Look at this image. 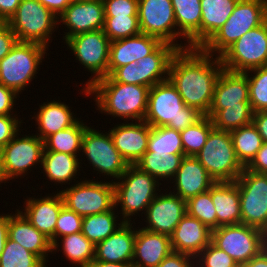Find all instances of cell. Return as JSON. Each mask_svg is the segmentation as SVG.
I'll list each match as a JSON object with an SVG mask.
<instances>
[{
  "mask_svg": "<svg viewBox=\"0 0 267 267\" xmlns=\"http://www.w3.org/2000/svg\"><path fill=\"white\" fill-rule=\"evenodd\" d=\"M163 42L153 36L140 33L110 42L108 76L121 66L137 62L153 53Z\"/></svg>",
  "mask_w": 267,
  "mask_h": 267,
  "instance_id": "21",
  "label": "cell"
},
{
  "mask_svg": "<svg viewBox=\"0 0 267 267\" xmlns=\"http://www.w3.org/2000/svg\"><path fill=\"white\" fill-rule=\"evenodd\" d=\"M239 0H201L200 48L225 24Z\"/></svg>",
  "mask_w": 267,
  "mask_h": 267,
  "instance_id": "32",
  "label": "cell"
},
{
  "mask_svg": "<svg viewBox=\"0 0 267 267\" xmlns=\"http://www.w3.org/2000/svg\"><path fill=\"white\" fill-rule=\"evenodd\" d=\"M58 18L38 0H21L7 22L20 42H33L48 48ZM53 32V33H52Z\"/></svg>",
  "mask_w": 267,
  "mask_h": 267,
  "instance_id": "8",
  "label": "cell"
},
{
  "mask_svg": "<svg viewBox=\"0 0 267 267\" xmlns=\"http://www.w3.org/2000/svg\"><path fill=\"white\" fill-rule=\"evenodd\" d=\"M236 156L246 167L260 150L263 140L257 129L250 123L230 132Z\"/></svg>",
  "mask_w": 267,
  "mask_h": 267,
  "instance_id": "38",
  "label": "cell"
},
{
  "mask_svg": "<svg viewBox=\"0 0 267 267\" xmlns=\"http://www.w3.org/2000/svg\"><path fill=\"white\" fill-rule=\"evenodd\" d=\"M88 128L83 120H78L71 127L48 136L44 140L43 152H60L78 155L81 152L82 139Z\"/></svg>",
  "mask_w": 267,
  "mask_h": 267,
  "instance_id": "36",
  "label": "cell"
},
{
  "mask_svg": "<svg viewBox=\"0 0 267 267\" xmlns=\"http://www.w3.org/2000/svg\"><path fill=\"white\" fill-rule=\"evenodd\" d=\"M17 133L13 139L3 147L4 172L8 180L25 177L27 171L35 164L42 165L44 141L37 135H21ZM30 135V136H29Z\"/></svg>",
  "mask_w": 267,
  "mask_h": 267,
  "instance_id": "16",
  "label": "cell"
},
{
  "mask_svg": "<svg viewBox=\"0 0 267 267\" xmlns=\"http://www.w3.org/2000/svg\"><path fill=\"white\" fill-rule=\"evenodd\" d=\"M265 249L267 250V233H266V244H265Z\"/></svg>",
  "mask_w": 267,
  "mask_h": 267,
  "instance_id": "63",
  "label": "cell"
},
{
  "mask_svg": "<svg viewBox=\"0 0 267 267\" xmlns=\"http://www.w3.org/2000/svg\"><path fill=\"white\" fill-rule=\"evenodd\" d=\"M5 23V21L0 17V27Z\"/></svg>",
  "mask_w": 267,
  "mask_h": 267,
  "instance_id": "62",
  "label": "cell"
},
{
  "mask_svg": "<svg viewBox=\"0 0 267 267\" xmlns=\"http://www.w3.org/2000/svg\"><path fill=\"white\" fill-rule=\"evenodd\" d=\"M21 0H0V17L8 22L15 14Z\"/></svg>",
  "mask_w": 267,
  "mask_h": 267,
  "instance_id": "57",
  "label": "cell"
},
{
  "mask_svg": "<svg viewBox=\"0 0 267 267\" xmlns=\"http://www.w3.org/2000/svg\"><path fill=\"white\" fill-rule=\"evenodd\" d=\"M124 222L113 234L95 245L96 261L108 263H132L136 228Z\"/></svg>",
  "mask_w": 267,
  "mask_h": 267,
  "instance_id": "25",
  "label": "cell"
},
{
  "mask_svg": "<svg viewBox=\"0 0 267 267\" xmlns=\"http://www.w3.org/2000/svg\"><path fill=\"white\" fill-rule=\"evenodd\" d=\"M172 251L170 236L143 228L136 229L132 259L135 267H157Z\"/></svg>",
  "mask_w": 267,
  "mask_h": 267,
  "instance_id": "27",
  "label": "cell"
},
{
  "mask_svg": "<svg viewBox=\"0 0 267 267\" xmlns=\"http://www.w3.org/2000/svg\"><path fill=\"white\" fill-rule=\"evenodd\" d=\"M115 207L112 210L94 215L84 216L82 219L81 232L94 245L105 240L113 234L117 228L124 223L123 220L118 224V212L115 214Z\"/></svg>",
  "mask_w": 267,
  "mask_h": 267,
  "instance_id": "37",
  "label": "cell"
},
{
  "mask_svg": "<svg viewBox=\"0 0 267 267\" xmlns=\"http://www.w3.org/2000/svg\"><path fill=\"white\" fill-rule=\"evenodd\" d=\"M81 150L93 169L98 171L97 174L104 173L103 176L115 178L114 180H118L129 166L114 146L109 131L101 133L88 127L83 135Z\"/></svg>",
  "mask_w": 267,
  "mask_h": 267,
  "instance_id": "15",
  "label": "cell"
},
{
  "mask_svg": "<svg viewBox=\"0 0 267 267\" xmlns=\"http://www.w3.org/2000/svg\"><path fill=\"white\" fill-rule=\"evenodd\" d=\"M184 157V154L170 155L161 152H146L135 165L158 181H163V179L171 181Z\"/></svg>",
  "mask_w": 267,
  "mask_h": 267,
  "instance_id": "34",
  "label": "cell"
},
{
  "mask_svg": "<svg viewBox=\"0 0 267 267\" xmlns=\"http://www.w3.org/2000/svg\"><path fill=\"white\" fill-rule=\"evenodd\" d=\"M80 159L77 155L60 152H43L42 166L44 174L52 182L68 184L80 173Z\"/></svg>",
  "mask_w": 267,
  "mask_h": 267,
  "instance_id": "33",
  "label": "cell"
},
{
  "mask_svg": "<svg viewBox=\"0 0 267 267\" xmlns=\"http://www.w3.org/2000/svg\"><path fill=\"white\" fill-rule=\"evenodd\" d=\"M172 193L187 201L200 193L210 189L215 183L202 164L193 156H185L173 178ZM176 186V187H175Z\"/></svg>",
  "mask_w": 267,
  "mask_h": 267,
  "instance_id": "24",
  "label": "cell"
},
{
  "mask_svg": "<svg viewBox=\"0 0 267 267\" xmlns=\"http://www.w3.org/2000/svg\"><path fill=\"white\" fill-rule=\"evenodd\" d=\"M252 117L250 105H233L219 110L211 120L214 128L231 132L252 123Z\"/></svg>",
  "mask_w": 267,
  "mask_h": 267,
  "instance_id": "40",
  "label": "cell"
},
{
  "mask_svg": "<svg viewBox=\"0 0 267 267\" xmlns=\"http://www.w3.org/2000/svg\"><path fill=\"white\" fill-rule=\"evenodd\" d=\"M252 123L262 137L263 142L267 143V111L253 113Z\"/></svg>",
  "mask_w": 267,
  "mask_h": 267,
  "instance_id": "55",
  "label": "cell"
},
{
  "mask_svg": "<svg viewBox=\"0 0 267 267\" xmlns=\"http://www.w3.org/2000/svg\"><path fill=\"white\" fill-rule=\"evenodd\" d=\"M8 239V214H0V255Z\"/></svg>",
  "mask_w": 267,
  "mask_h": 267,
  "instance_id": "58",
  "label": "cell"
},
{
  "mask_svg": "<svg viewBox=\"0 0 267 267\" xmlns=\"http://www.w3.org/2000/svg\"><path fill=\"white\" fill-rule=\"evenodd\" d=\"M59 239H61V244L55 242L52 246V251L55 253L59 247H62L64 256L71 261L72 264H77L79 267H88L94 260L95 245L89 241L82 232L66 235Z\"/></svg>",
  "mask_w": 267,
  "mask_h": 267,
  "instance_id": "35",
  "label": "cell"
},
{
  "mask_svg": "<svg viewBox=\"0 0 267 267\" xmlns=\"http://www.w3.org/2000/svg\"><path fill=\"white\" fill-rule=\"evenodd\" d=\"M109 77L116 82L141 85L139 67L136 65V62H131L127 65L116 68Z\"/></svg>",
  "mask_w": 267,
  "mask_h": 267,
  "instance_id": "49",
  "label": "cell"
},
{
  "mask_svg": "<svg viewBox=\"0 0 267 267\" xmlns=\"http://www.w3.org/2000/svg\"><path fill=\"white\" fill-rule=\"evenodd\" d=\"M193 260H195L193 256L172 251L157 267H195V261Z\"/></svg>",
  "mask_w": 267,
  "mask_h": 267,
  "instance_id": "51",
  "label": "cell"
},
{
  "mask_svg": "<svg viewBox=\"0 0 267 267\" xmlns=\"http://www.w3.org/2000/svg\"><path fill=\"white\" fill-rule=\"evenodd\" d=\"M204 115L185 105L182 97L169 79L155 84L149 90L144 121L151 127L168 126L182 131L194 125Z\"/></svg>",
  "mask_w": 267,
  "mask_h": 267,
  "instance_id": "3",
  "label": "cell"
},
{
  "mask_svg": "<svg viewBox=\"0 0 267 267\" xmlns=\"http://www.w3.org/2000/svg\"><path fill=\"white\" fill-rule=\"evenodd\" d=\"M212 128L211 118L203 116L194 125L180 131L184 155L195 157L205 145Z\"/></svg>",
  "mask_w": 267,
  "mask_h": 267,
  "instance_id": "41",
  "label": "cell"
},
{
  "mask_svg": "<svg viewBox=\"0 0 267 267\" xmlns=\"http://www.w3.org/2000/svg\"><path fill=\"white\" fill-rule=\"evenodd\" d=\"M58 19L69 29L63 36L65 41L80 33L101 30L105 20L103 0L73 1Z\"/></svg>",
  "mask_w": 267,
  "mask_h": 267,
  "instance_id": "18",
  "label": "cell"
},
{
  "mask_svg": "<svg viewBox=\"0 0 267 267\" xmlns=\"http://www.w3.org/2000/svg\"><path fill=\"white\" fill-rule=\"evenodd\" d=\"M235 181L240 194L241 223L267 233V174L244 168Z\"/></svg>",
  "mask_w": 267,
  "mask_h": 267,
  "instance_id": "14",
  "label": "cell"
},
{
  "mask_svg": "<svg viewBox=\"0 0 267 267\" xmlns=\"http://www.w3.org/2000/svg\"><path fill=\"white\" fill-rule=\"evenodd\" d=\"M22 120L16 116L0 115V146L7 145L20 131Z\"/></svg>",
  "mask_w": 267,
  "mask_h": 267,
  "instance_id": "50",
  "label": "cell"
},
{
  "mask_svg": "<svg viewBox=\"0 0 267 267\" xmlns=\"http://www.w3.org/2000/svg\"><path fill=\"white\" fill-rule=\"evenodd\" d=\"M177 51L172 44L163 42L153 53L138 60L136 65L139 67L141 86L151 88L167 80L170 61Z\"/></svg>",
  "mask_w": 267,
  "mask_h": 267,
  "instance_id": "30",
  "label": "cell"
},
{
  "mask_svg": "<svg viewBox=\"0 0 267 267\" xmlns=\"http://www.w3.org/2000/svg\"><path fill=\"white\" fill-rule=\"evenodd\" d=\"M0 267H46V264L37 255L8 237L0 255Z\"/></svg>",
  "mask_w": 267,
  "mask_h": 267,
  "instance_id": "42",
  "label": "cell"
},
{
  "mask_svg": "<svg viewBox=\"0 0 267 267\" xmlns=\"http://www.w3.org/2000/svg\"><path fill=\"white\" fill-rule=\"evenodd\" d=\"M134 123L123 122L109 130L114 146L129 165H135L147 152L151 129L144 120Z\"/></svg>",
  "mask_w": 267,
  "mask_h": 267,
  "instance_id": "19",
  "label": "cell"
},
{
  "mask_svg": "<svg viewBox=\"0 0 267 267\" xmlns=\"http://www.w3.org/2000/svg\"><path fill=\"white\" fill-rule=\"evenodd\" d=\"M105 17L138 16V0H103Z\"/></svg>",
  "mask_w": 267,
  "mask_h": 267,
  "instance_id": "48",
  "label": "cell"
},
{
  "mask_svg": "<svg viewBox=\"0 0 267 267\" xmlns=\"http://www.w3.org/2000/svg\"><path fill=\"white\" fill-rule=\"evenodd\" d=\"M212 230L187 213L170 236L172 249L194 258L211 243Z\"/></svg>",
  "mask_w": 267,
  "mask_h": 267,
  "instance_id": "23",
  "label": "cell"
},
{
  "mask_svg": "<svg viewBox=\"0 0 267 267\" xmlns=\"http://www.w3.org/2000/svg\"><path fill=\"white\" fill-rule=\"evenodd\" d=\"M17 95L14 90L0 84V115L15 116V114L13 115V107Z\"/></svg>",
  "mask_w": 267,
  "mask_h": 267,
  "instance_id": "52",
  "label": "cell"
},
{
  "mask_svg": "<svg viewBox=\"0 0 267 267\" xmlns=\"http://www.w3.org/2000/svg\"><path fill=\"white\" fill-rule=\"evenodd\" d=\"M73 1L82 2V1H88V0H73Z\"/></svg>",
  "mask_w": 267,
  "mask_h": 267,
  "instance_id": "64",
  "label": "cell"
},
{
  "mask_svg": "<svg viewBox=\"0 0 267 267\" xmlns=\"http://www.w3.org/2000/svg\"><path fill=\"white\" fill-rule=\"evenodd\" d=\"M195 158L215 182L235 181L245 168L236 156L230 132L214 127Z\"/></svg>",
  "mask_w": 267,
  "mask_h": 267,
  "instance_id": "7",
  "label": "cell"
},
{
  "mask_svg": "<svg viewBox=\"0 0 267 267\" xmlns=\"http://www.w3.org/2000/svg\"><path fill=\"white\" fill-rule=\"evenodd\" d=\"M187 214L197 218L211 230L217 228V215L211 199V187L186 201Z\"/></svg>",
  "mask_w": 267,
  "mask_h": 267,
  "instance_id": "44",
  "label": "cell"
},
{
  "mask_svg": "<svg viewBox=\"0 0 267 267\" xmlns=\"http://www.w3.org/2000/svg\"><path fill=\"white\" fill-rule=\"evenodd\" d=\"M44 196L41 198L25 199L23 211L19 210L26 219L36 227L42 234L55 243V226L58 214L64 206V201L60 192L53 196Z\"/></svg>",
  "mask_w": 267,
  "mask_h": 267,
  "instance_id": "22",
  "label": "cell"
},
{
  "mask_svg": "<svg viewBox=\"0 0 267 267\" xmlns=\"http://www.w3.org/2000/svg\"><path fill=\"white\" fill-rule=\"evenodd\" d=\"M267 20V3L262 0H239L225 24L201 47L220 57L233 43ZM216 55H215V54Z\"/></svg>",
  "mask_w": 267,
  "mask_h": 267,
  "instance_id": "4",
  "label": "cell"
},
{
  "mask_svg": "<svg viewBox=\"0 0 267 267\" xmlns=\"http://www.w3.org/2000/svg\"><path fill=\"white\" fill-rule=\"evenodd\" d=\"M201 48L178 50L172 57L168 79L185 105L206 116L211 107L216 81L224 69L220 57Z\"/></svg>",
  "mask_w": 267,
  "mask_h": 267,
  "instance_id": "1",
  "label": "cell"
},
{
  "mask_svg": "<svg viewBox=\"0 0 267 267\" xmlns=\"http://www.w3.org/2000/svg\"><path fill=\"white\" fill-rule=\"evenodd\" d=\"M178 31L188 48H200L201 0H171Z\"/></svg>",
  "mask_w": 267,
  "mask_h": 267,
  "instance_id": "31",
  "label": "cell"
},
{
  "mask_svg": "<svg viewBox=\"0 0 267 267\" xmlns=\"http://www.w3.org/2000/svg\"><path fill=\"white\" fill-rule=\"evenodd\" d=\"M195 259L196 267H240L231 256L217 248L212 242Z\"/></svg>",
  "mask_w": 267,
  "mask_h": 267,
  "instance_id": "46",
  "label": "cell"
},
{
  "mask_svg": "<svg viewBox=\"0 0 267 267\" xmlns=\"http://www.w3.org/2000/svg\"><path fill=\"white\" fill-rule=\"evenodd\" d=\"M137 14L141 33L172 44L178 50L188 48L187 43L176 41L186 38L178 31L171 0H138Z\"/></svg>",
  "mask_w": 267,
  "mask_h": 267,
  "instance_id": "13",
  "label": "cell"
},
{
  "mask_svg": "<svg viewBox=\"0 0 267 267\" xmlns=\"http://www.w3.org/2000/svg\"><path fill=\"white\" fill-rule=\"evenodd\" d=\"M211 199L217 215V228L241 223L240 194L236 181L215 182Z\"/></svg>",
  "mask_w": 267,
  "mask_h": 267,
  "instance_id": "28",
  "label": "cell"
},
{
  "mask_svg": "<svg viewBox=\"0 0 267 267\" xmlns=\"http://www.w3.org/2000/svg\"><path fill=\"white\" fill-rule=\"evenodd\" d=\"M211 242L241 266L265 249L266 233L242 223L232 224L212 230Z\"/></svg>",
  "mask_w": 267,
  "mask_h": 267,
  "instance_id": "11",
  "label": "cell"
},
{
  "mask_svg": "<svg viewBox=\"0 0 267 267\" xmlns=\"http://www.w3.org/2000/svg\"><path fill=\"white\" fill-rule=\"evenodd\" d=\"M249 171L267 174V143L263 142L260 150L252 161L245 167Z\"/></svg>",
  "mask_w": 267,
  "mask_h": 267,
  "instance_id": "54",
  "label": "cell"
},
{
  "mask_svg": "<svg viewBox=\"0 0 267 267\" xmlns=\"http://www.w3.org/2000/svg\"><path fill=\"white\" fill-rule=\"evenodd\" d=\"M17 41L16 34L11 30L9 24L5 22L0 27V60L11 51Z\"/></svg>",
  "mask_w": 267,
  "mask_h": 267,
  "instance_id": "53",
  "label": "cell"
},
{
  "mask_svg": "<svg viewBox=\"0 0 267 267\" xmlns=\"http://www.w3.org/2000/svg\"><path fill=\"white\" fill-rule=\"evenodd\" d=\"M6 182H7V178L4 172L3 147L0 146V184L6 183Z\"/></svg>",
  "mask_w": 267,
  "mask_h": 267,
  "instance_id": "61",
  "label": "cell"
},
{
  "mask_svg": "<svg viewBox=\"0 0 267 267\" xmlns=\"http://www.w3.org/2000/svg\"><path fill=\"white\" fill-rule=\"evenodd\" d=\"M187 213L186 201L176 194H158L147 207L146 227L143 229L171 236L178 223Z\"/></svg>",
  "mask_w": 267,
  "mask_h": 267,
  "instance_id": "17",
  "label": "cell"
},
{
  "mask_svg": "<svg viewBox=\"0 0 267 267\" xmlns=\"http://www.w3.org/2000/svg\"><path fill=\"white\" fill-rule=\"evenodd\" d=\"M8 214V237L37 255L45 264L48 253H52L51 240L34 227L17 209Z\"/></svg>",
  "mask_w": 267,
  "mask_h": 267,
  "instance_id": "26",
  "label": "cell"
},
{
  "mask_svg": "<svg viewBox=\"0 0 267 267\" xmlns=\"http://www.w3.org/2000/svg\"><path fill=\"white\" fill-rule=\"evenodd\" d=\"M89 95L94 94L97 110L101 113L142 121L145 118L148 106L150 87L124 84L113 81L109 76L97 80L89 88ZM133 119V120H132Z\"/></svg>",
  "mask_w": 267,
  "mask_h": 267,
  "instance_id": "2",
  "label": "cell"
},
{
  "mask_svg": "<svg viewBox=\"0 0 267 267\" xmlns=\"http://www.w3.org/2000/svg\"><path fill=\"white\" fill-rule=\"evenodd\" d=\"M39 107V111L34 118L39 132L36 134L43 141L48 136L71 127L80 119L73 115L66 103L59 102V100L55 101L53 99V101L44 102Z\"/></svg>",
  "mask_w": 267,
  "mask_h": 267,
  "instance_id": "29",
  "label": "cell"
},
{
  "mask_svg": "<svg viewBox=\"0 0 267 267\" xmlns=\"http://www.w3.org/2000/svg\"><path fill=\"white\" fill-rule=\"evenodd\" d=\"M147 152L184 154L180 131L168 126L151 127Z\"/></svg>",
  "mask_w": 267,
  "mask_h": 267,
  "instance_id": "39",
  "label": "cell"
},
{
  "mask_svg": "<svg viewBox=\"0 0 267 267\" xmlns=\"http://www.w3.org/2000/svg\"><path fill=\"white\" fill-rule=\"evenodd\" d=\"M240 267H267V250L263 249L257 256Z\"/></svg>",
  "mask_w": 267,
  "mask_h": 267,
  "instance_id": "59",
  "label": "cell"
},
{
  "mask_svg": "<svg viewBox=\"0 0 267 267\" xmlns=\"http://www.w3.org/2000/svg\"><path fill=\"white\" fill-rule=\"evenodd\" d=\"M220 59L225 70L237 73L267 66V20L242 35Z\"/></svg>",
  "mask_w": 267,
  "mask_h": 267,
  "instance_id": "10",
  "label": "cell"
},
{
  "mask_svg": "<svg viewBox=\"0 0 267 267\" xmlns=\"http://www.w3.org/2000/svg\"><path fill=\"white\" fill-rule=\"evenodd\" d=\"M64 205L84 217L112 210L115 207L114 183L83 180L59 191Z\"/></svg>",
  "mask_w": 267,
  "mask_h": 267,
  "instance_id": "12",
  "label": "cell"
},
{
  "mask_svg": "<svg viewBox=\"0 0 267 267\" xmlns=\"http://www.w3.org/2000/svg\"><path fill=\"white\" fill-rule=\"evenodd\" d=\"M82 219V216L64 205L56 221L55 242H58L60 237L81 232Z\"/></svg>",
  "mask_w": 267,
  "mask_h": 267,
  "instance_id": "47",
  "label": "cell"
},
{
  "mask_svg": "<svg viewBox=\"0 0 267 267\" xmlns=\"http://www.w3.org/2000/svg\"><path fill=\"white\" fill-rule=\"evenodd\" d=\"M88 267H135L132 263H108L93 260Z\"/></svg>",
  "mask_w": 267,
  "mask_h": 267,
  "instance_id": "60",
  "label": "cell"
},
{
  "mask_svg": "<svg viewBox=\"0 0 267 267\" xmlns=\"http://www.w3.org/2000/svg\"><path fill=\"white\" fill-rule=\"evenodd\" d=\"M245 74L248 79L249 102L253 113L267 111V66L249 70Z\"/></svg>",
  "mask_w": 267,
  "mask_h": 267,
  "instance_id": "43",
  "label": "cell"
},
{
  "mask_svg": "<svg viewBox=\"0 0 267 267\" xmlns=\"http://www.w3.org/2000/svg\"><path fill=\"white\" fill-rule=\"evenodd\" d=\"M47 47L33 42H20L0 60V84L14 90L18 96L38 73L47 54Z\"/></svg>",
  "mask_w": 267,
  "mask_h": 267,
  "instance_id": "6",
  "label": "cell"
},
{
  "mask_svg": "<svg viewBox=\"0 0 267 267\" xmlns=\"http://www.w3.org/2000/svg\"><path fill=\"white\" fill-rule=\"evenodd\" d=\"M114 183L115 208L121 206V216L124 222H131V217L143 211L158 195L159 185L162 183L140 170L136 165H129L121 175L119 181Z\"/></svg>",
  "mask_w": 267,
  "mask_h": 267,
  "instance_id": "5",
  "label": "cell"
},
{
  "mask_svg": "<svg viewBox=\"0 0 267 267\" xmlns=\"http://www.w3.org/2000/svg\"><path fill=\"white\" fill-rule=\"evenodd\" d=\"M103 31L110 41L138 35L141 33L138 16L105 17Z\"/></svg>",
  "mask_w": 267,
  "mask_h": 267,
  "instance_id": "45",
  "label": "cell"
},
{
  "mask_svg": "<svg viewBox=\"0 0 267 267\" xmlns=\"http://www.w3.org/2000/svg\"><path fill=\"white\" fill-rule=\"evenodd\" d=\"M110 40L103 29L74 35L65 41L72 50L76 60L86 68L93 77L86 82L83 92L89 97V87L97 80L108 76Z\"/></svg>",
  "mask_w": 267,
  "mask_h": 267,
  "instance_id": "9",
  "label": "cell"
},
{
  "mask_svg": "<svg viewBox=\"0 0 267 267\" xmlns=\"http://www.w3.org/2000/svg\"><path fill=\"white\" fill-rule=\"evenodd\" d=\"M233 105H250L249 84L245 73L223 69L216 81L211 107L206 116Z\"/></svg>",
  "mask_w": 267,
  "mask_h": 267,
  "instance_id": "20",
  "label": "cell"
},
{
  "mask_svg": "<svg viewBox=\"0 0 267 267\" xmlns=\"http://www.w3.org/2000/svg\"><path fill=\"white\" fill-rule=\"evenodd\" d=\"M43 6L47 7L57 18L73 2V0H38Z\"/></svg>",
  "mask_w": 267,
  "mask_h": 267,
  "instance_id": "56",
  "label": "cell"
}]
</instances>
